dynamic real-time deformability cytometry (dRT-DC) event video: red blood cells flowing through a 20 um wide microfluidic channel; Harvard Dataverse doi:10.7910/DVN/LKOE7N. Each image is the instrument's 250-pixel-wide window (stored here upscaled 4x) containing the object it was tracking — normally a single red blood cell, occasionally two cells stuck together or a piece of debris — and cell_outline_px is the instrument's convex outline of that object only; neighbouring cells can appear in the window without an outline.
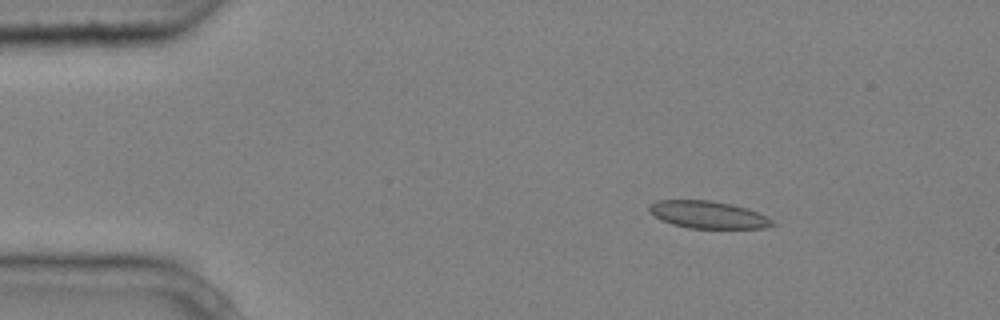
{"species": "common noctule bat (a hibernating species)", "species_latin": "Nyctalus noctula", "temperature_condition": "cold", "stored_images_in_passage": 5, "camera_frame_rate_fps": 3000, "um_per_image_px": 0.085, "animal": {"sex": "male", "body_mass_g": 20.4}, "frame": {"image": 1, "passage_image": 2, "time_ms": 0.333, "image_size_px": [1000, 320], "cell_outline_px": [[776, 224], [764, 228], [688, 228], [672, 224], [660, 220], [648, 212], [648, 204], [656, 200], [712, 200], [732, 204], [756, 212], [772, 220]], "centroid_in_image_um": [60.1, 18.24], "position_along_channel_um": 24.9, "area_um2": 19.65}}
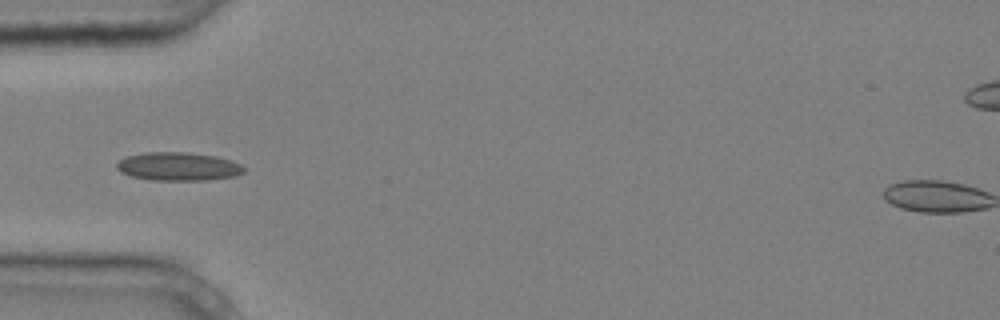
{"frame": {"image": 2, "passage_image": 4, "time_ms": 1.0, "image_size_px": [1000, 320], "cell_outline_px": [[244, 172], [236, 176], [208, 180], [152, 180], [132, 176], [120, 172], [116, 168], [116, 164], [120, 160], [128, 156], [144, 152], [188, 152], [216, 156], [232, 160], [240, 164], [244, 168]], "centroid_in_image_um": [15.17, 14.15], "position_along_channel_um": 69.8, "area_um2": 21.1}}
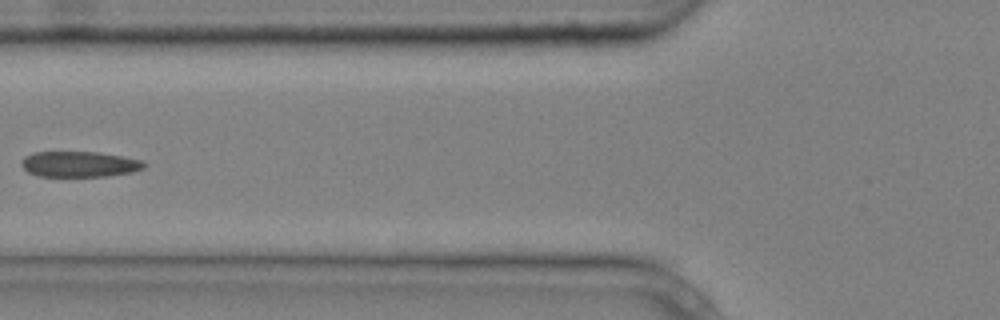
{"frame": {"image": 3, "passage_image": 5, "time_ms": 1.333, "image_size_px": [1000, 320], "cell_outline_px": [[148, 164], [144, 168], [132, 172], [108, 176], [36, 176], [28, 172], [20, 164], [20, 160], [24, 156], [36, 152], [96, 152], [120, 156], [140, 160]], "centroid_in_image_um": [6.72, 13.96], "position_along_channel_um": 119.1, "area_um2": 18.32}}